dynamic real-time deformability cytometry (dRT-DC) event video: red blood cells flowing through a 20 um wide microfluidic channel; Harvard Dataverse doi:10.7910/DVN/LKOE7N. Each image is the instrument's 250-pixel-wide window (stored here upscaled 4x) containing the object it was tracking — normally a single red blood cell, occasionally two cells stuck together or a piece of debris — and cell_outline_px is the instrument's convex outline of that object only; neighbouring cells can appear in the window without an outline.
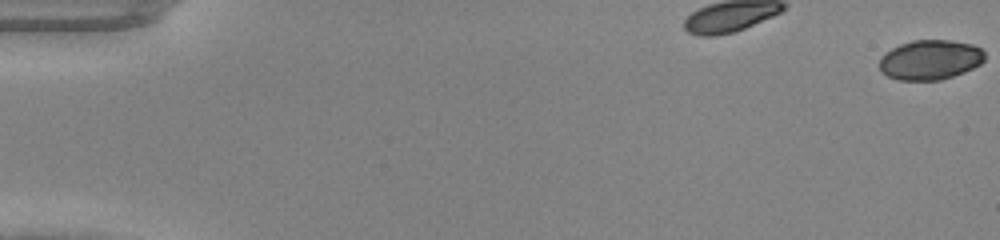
{"species": "common noctule bat (a hibernating species)", "species_latin": "Nyctalus noctula", "temperature_condition": "warm", "stored_images_in_passage": 39, "camera_frame_rate_fps": 3000, "um_per_image_px": 0.085, "animal": {"sex": "male", "body_mass_g": 20.0, "forearm_length_mm": 53.3}, "frame": {"image": 1, "passage_image": 1, "time_ms": 0.0, "image_size_px": [1000, 240], "cell_outline_px": [[984, 60], [980, 64], [964, 72], [940, 80], [896, 80], [880, 72], [880, 56], [884, 52], [900, 44], [912, 40], [948, 40], [972, 44], [980, 48], [984, 52]], "centroid_in_image_um": [79.03, 5.08], "position_along_channel_um": 6.0, "area_um2": 24.51}}
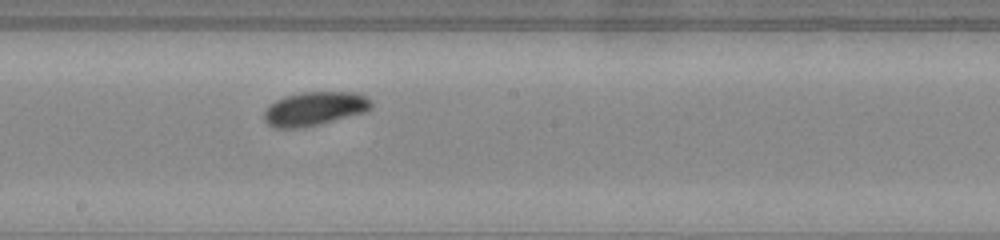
{"frame": {"image": 2, "passage_image": 22, "time_ms": 7.0, "image_size_px": [1000, 240], "cell_outline_px": [[372, 108], [364, 112], [320, 124], [304, 128], [276, 128], [268, 124], [264, 120], [264, 112], [268, 104], [284, 96], [300, 92], [356, 92], [372, 100]], "centroid_in_image_um": [26.71, 9.23], "position_along_channel_um": 221.5, "area_um2": 21.27}}
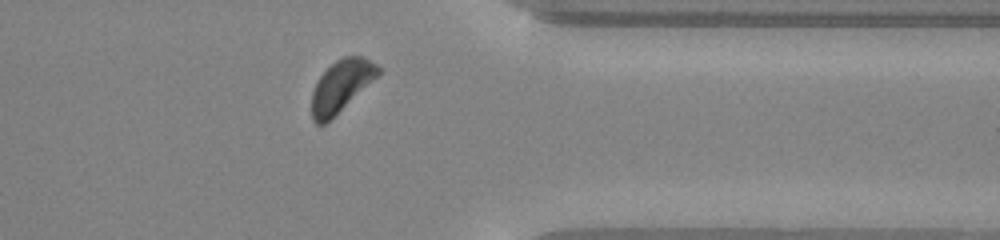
{"frame": {"image": 3, "passage_image": 34, "time_ms": 11.0, "image_size_px": [1000, 240], "cell_outline_px": [[380, 72], [376, 76], [324, 124], [316, 124], [312, 120], [312, 92], [320, 76], [336, 60], [344, 56], [364, 56], [376, 64], [380, 68]], "centroid_in_image_um": [28.97, 7.27], "position_along_channel_um": 382.4, "area_um2": 19.13}}